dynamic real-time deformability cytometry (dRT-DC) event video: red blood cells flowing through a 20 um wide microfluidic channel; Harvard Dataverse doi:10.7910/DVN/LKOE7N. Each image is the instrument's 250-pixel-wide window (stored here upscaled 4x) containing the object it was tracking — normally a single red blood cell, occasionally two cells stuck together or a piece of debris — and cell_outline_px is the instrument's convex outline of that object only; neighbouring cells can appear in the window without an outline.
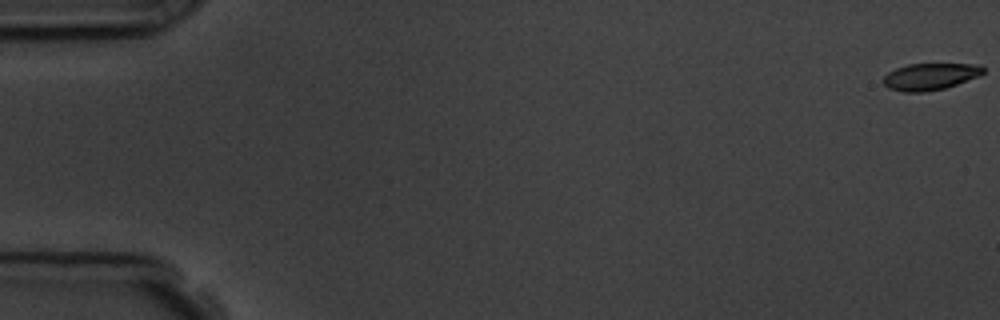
{"species": "common noctule bat (a hibernating species)", "species_latin": "Nyctalus noctula", "temperature_condition": "room temperature", "stored_images_in_passage": 14, "camera_frame_rate_fps": 3000, "um_per_image_px": 0.085, "animal": {"sex": "male", "body_mass_g": 19.5, "forearm_length_mm": 54.6}, "frame": {"image": 1, "passage_image": 1, "time_ms": 0.0, "image_size_px": [1000, 320], "cell_outline_px": [[984, 72], [980, 76], [944, 88], [924, 92], [904, 92], [888, 88], [880, 80], [888, 72], [896, 68], [908, 64], [980, 64], [984, 68]], "centroid_in_image_um": [79.04, 6.5], "position_along_channel_um": 6.0, "area_um2": 15.66}}